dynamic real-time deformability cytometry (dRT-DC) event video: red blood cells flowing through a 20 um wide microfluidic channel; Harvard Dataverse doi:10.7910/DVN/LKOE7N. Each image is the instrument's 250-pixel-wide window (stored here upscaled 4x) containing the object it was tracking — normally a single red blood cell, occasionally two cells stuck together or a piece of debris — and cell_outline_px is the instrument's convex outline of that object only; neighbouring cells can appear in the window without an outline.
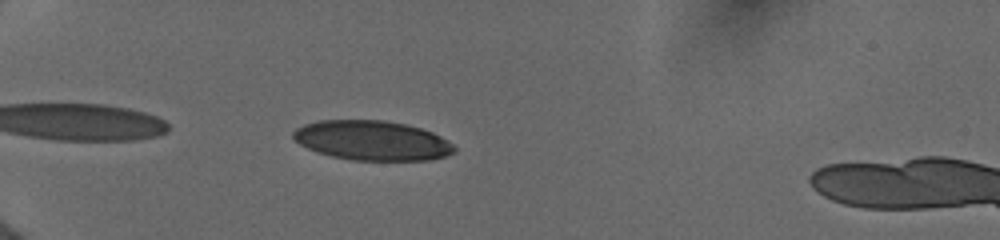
{"species": "human", "species_latin": "Homo sapiens", "temperature_condition": "cold", "stored_images_in_passage": 42, "camera_frame_rate_fps": 3000, "um_per_image_px": 0.085, "donor": {"sex": "female"}, "frame": {"image": 1, "passage_image": 3, "time_ms": 0.667, "image_size_px": [1000, 240], "cell_outline_px": [[456, 152], [444, 156], [428, 160], [352, 160], [332, 156], [316, 152], [292, 140], [292, 132], [296, 128], [304, 124], [320, 120], [384, 120], [404, 124], [420, 128], [432, 132], [440, 136], [452, 144], [456, 148]], "centroid_in_image_um": [31.59, 11.94], "position_along_channel_um": 53.4, "area_um2": 37.22}}
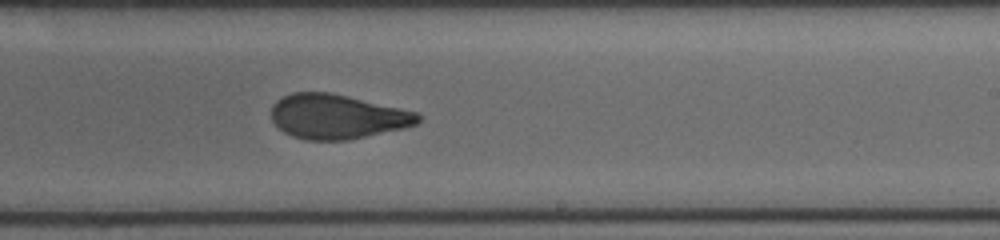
{"frame": {"image": 2, "passage_image": 20, "time_ms": 6.667, "image_size_px": [1000, 240], "cell_outline_px": [[420, 120], [416, 124], [404, 128], [348, 140], [308, 140], [292, 136], [284, 132], [272, 120], [272, 104], [276, 100], [292, 92], [332, 92], [416, 112], [420, 116]], "centroid_in_image_um": [28.63, 9.9], "position_along_channel_um": 260.4, "area_um2": 37.92}}
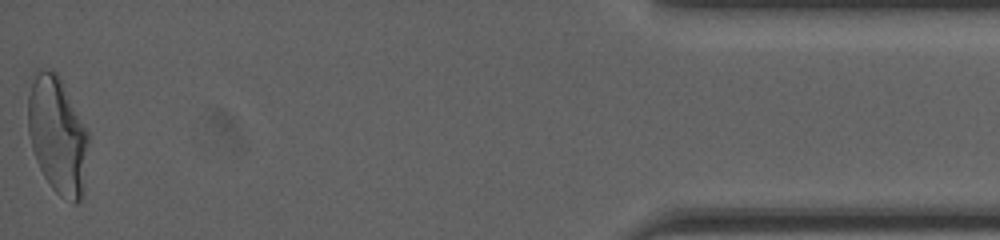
{"frame": {"image": 3, "passage_image": 42, "time_ms": 12.667, "image_size_px": [1000, 240], "cell_outline_px": [[88, 144], [80, 200], [72, 204], [60, 196], [52, 188], [44, 176], [36, 160], [32, 148], [28, 132], [28, 96], [32, 72], [36, 68], [52, 68], [60, 76], [88, 132]], "centroid_in_image_um": [4.84, 11.39], "position_along_channel_um": 430.4, "area_um2": 41.27}, "authors_computed_cell_mechanics": {"area_um2": 38.6393, "velocity_mm_per_s": 3.9773, "shape_relaxation_time_tau1_ms": 6.6649, "shape_relaxation_time_tau2_ms": 1.2044, "deformation_change_tau1": 0.203, "deformation_change_tau2": 0.0835}}